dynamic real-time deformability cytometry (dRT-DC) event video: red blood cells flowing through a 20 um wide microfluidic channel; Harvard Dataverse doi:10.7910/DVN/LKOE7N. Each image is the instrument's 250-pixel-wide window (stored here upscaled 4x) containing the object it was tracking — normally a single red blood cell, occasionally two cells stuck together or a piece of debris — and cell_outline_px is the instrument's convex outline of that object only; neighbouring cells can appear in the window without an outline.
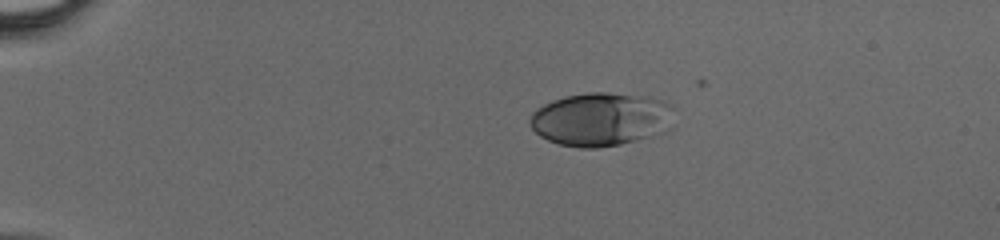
{"species": "human", "species_latin": "Homo sapiens", "temperature_condition": "cold", "stored_images_in_passage": 16, "segment_of_instrument_passage": [2, 2], "camera_frame_rate_fps": 3000, "um_per_image_px": 0.085, "donor": {"sex": "male"}, "frame": {"image": 1, "passage_image": 16, "time_ms": 5.0, "image_size_px": [1000, 240], "cell_outline_px": [[668, 132], [620, 144], [596, 148], [580, 148], [560, 144], [548, 140], [540, 136], [528, 124], [528, 120], [532, 112], [536, 108], [544, 104], [564, 96], [588, 92], [608, 92], [644, 96], [660, 100], [668, 104]], "centroid_in_image_um": [50.98, 10.14], "position_along_channel_um": 34.0, "area_um2": 44.56}}